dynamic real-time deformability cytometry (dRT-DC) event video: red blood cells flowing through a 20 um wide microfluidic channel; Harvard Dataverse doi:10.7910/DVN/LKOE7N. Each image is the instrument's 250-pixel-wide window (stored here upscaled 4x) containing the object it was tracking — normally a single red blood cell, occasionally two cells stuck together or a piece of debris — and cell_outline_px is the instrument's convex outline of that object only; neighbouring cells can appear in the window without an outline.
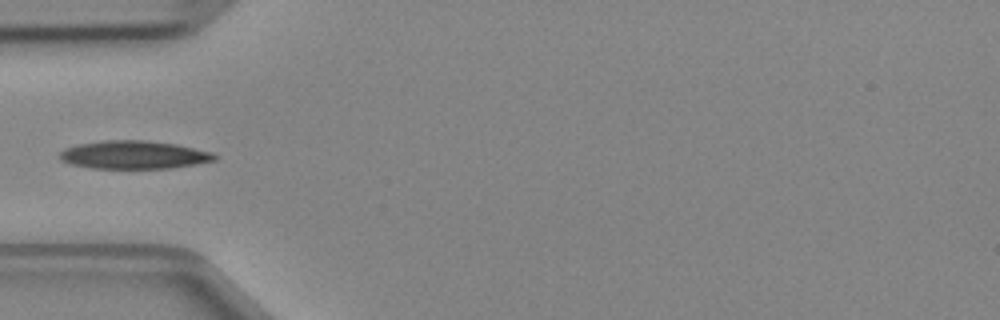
{"species": "Egyptian fruit bat (a non-hibernating species)", "species_latin": "Rousettus aegyptiacus", "temperature_condition": "cold", "stored_images_in_passage": 5, "camera_frame_rate_fps": 3000, "um_per_image_px": 0.085, "animal": {"sex": "female"}, "frame": {"image": 1, "passage_image": 5, "time_ms": 1.333, "image_size_px": [1000, 320], "cell_outline_px": [[216, 160], [196, 164], [172, 168], [92, 168], [72, 164], [60, 160], [60, 152], [64, 148], [76, 144], [104, 140], [144, 140], [176, 144], [212, 152], [216, 156]], "centroid_in_image_um": [11.36, 13.15], "position_along_channel_um": 73.6, "area_um2": 25.37}}